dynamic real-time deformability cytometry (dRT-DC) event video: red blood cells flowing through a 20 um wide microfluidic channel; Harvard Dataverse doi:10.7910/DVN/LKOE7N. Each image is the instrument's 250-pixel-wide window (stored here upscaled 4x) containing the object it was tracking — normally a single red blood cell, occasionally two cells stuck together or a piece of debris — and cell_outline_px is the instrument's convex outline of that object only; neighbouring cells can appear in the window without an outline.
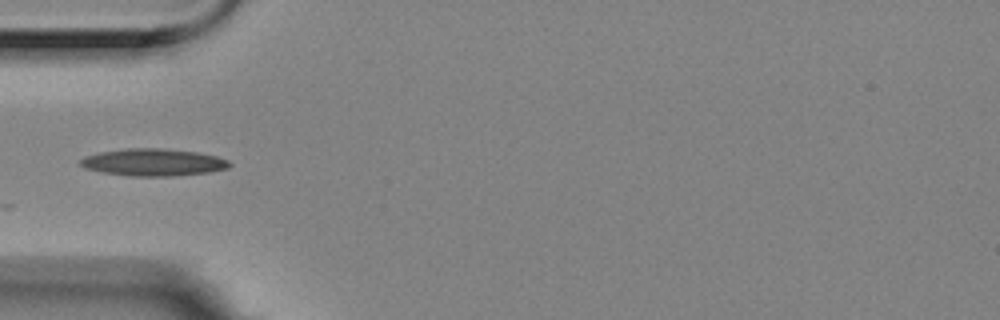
{"species": "Egyptian fruit bat (a non-hibernating species)", "species_latin": "Rousettus aegyptiacus", "temperature_condition": "room temperature", "stored_images_in_passage": 5, "camera_frame_rate_fps": 3000, "um_per_image_px": 0.085, "animal": {"sex": "female"}, "frame": {"image": 1, "passage_image": 5, "time_ms": 1.333, "image_size_px": [1000, 320], "cell_outline_px": [[232, 164], [228, 168], [208, 172], [172, 176], [132, 176], [100, 172], [84, 168], [80, 164], [80, 160], [84, 156], [100, 152], [124, 148], [156, 148], [196, 152], [216, 156], [228, 160]], "centroid_in_image_um": [12.99, 13.8], "position_along_channel_um": 72.0, "area_um2": 23.58}}